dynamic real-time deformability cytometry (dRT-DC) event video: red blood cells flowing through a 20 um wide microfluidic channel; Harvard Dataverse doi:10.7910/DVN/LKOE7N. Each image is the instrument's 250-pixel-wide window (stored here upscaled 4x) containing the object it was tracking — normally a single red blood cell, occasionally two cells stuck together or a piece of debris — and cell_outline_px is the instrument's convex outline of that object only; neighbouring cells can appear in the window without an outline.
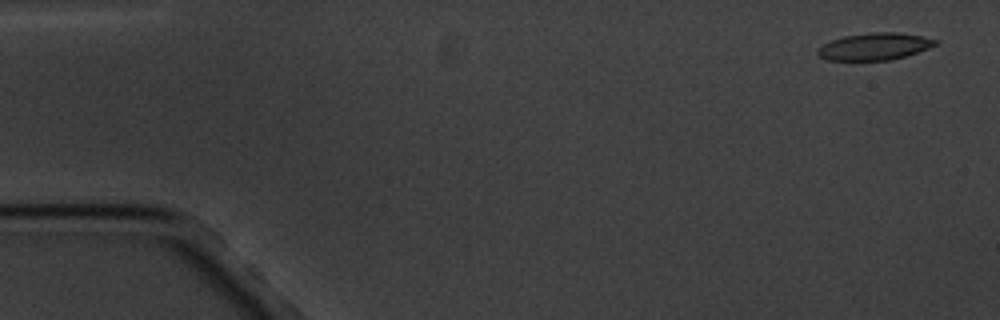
{"species": "common noctule bat (a hibernating species)", "species_latin": "Nyctalus noctula", "temperature_condition": "cold", "stored_images_in_passage": 5, "camera_frame_rate_fps": 3000, "um_per_image_px": 0.085, "animal": {"sex": "male", "body_mass_g": 20.1, "forearm_length_mm": 53.5}, "frame": {"image": 1, "passage_image": 1, "time_ms": 0.0, "image_size_px": [1000, 320], "cell_outline_px": [[940, 44], [904, 56], [888, 60], [828, 60], [820, 56], [816, 52], [824, 44], [832, 40], [844, 36], [872, 32], [896, 32], [920, 36], [940, 40]], "centroid_in_image_um": [74.37, 3.94], "position_along_channel_um": 10.6, "area_um2": 18.32}}
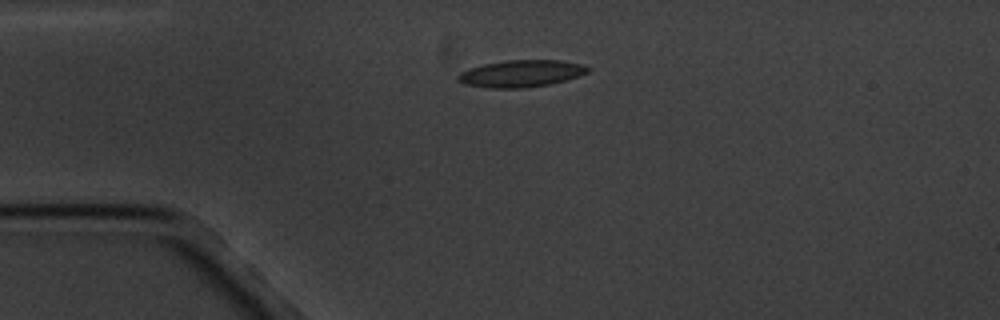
{"frame": {"image": 2, "passage_image": 4, "time_ms": 3.667, "image_size_px": [1000, 320], "cell_outline_px": [[592, 68], [588, 72], [552, 84], [524, 88], [492, 88], [464, 84], [456, 80], [456, 76], [460, 72], [468, 68], [484, 64], [508, 60], [560, 60], [580, 64]], "centroid_in_image_um": [44.26, 6.25], "position_along_channel_um": 40.7, "area_um2": 20.4}}